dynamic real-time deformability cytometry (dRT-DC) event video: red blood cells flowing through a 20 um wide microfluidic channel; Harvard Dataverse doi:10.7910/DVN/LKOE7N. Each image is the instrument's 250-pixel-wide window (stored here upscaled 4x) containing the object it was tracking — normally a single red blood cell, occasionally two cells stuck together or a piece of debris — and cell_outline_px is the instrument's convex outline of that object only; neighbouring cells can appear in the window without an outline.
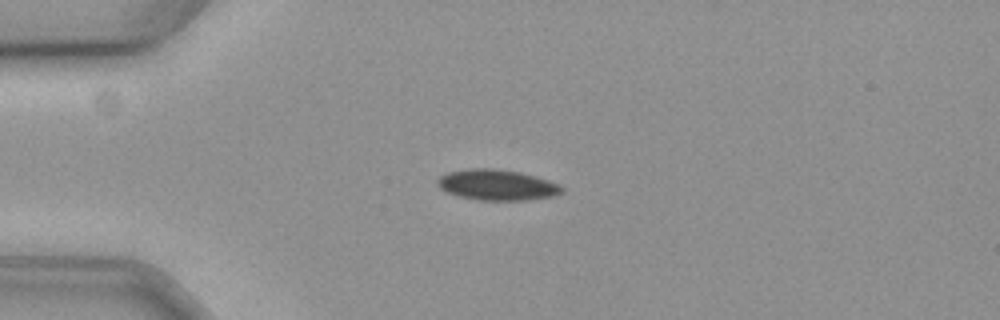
{"species": "common noctule bat (a hibernating species)", "species_latin": "Nyctalus noctula", "temperature_condition": "cold", "stored_images_in_passage": 35, "camera_frame_rate_fps": 3000, "um_per_image_px": 0.085, "animal": {"sex": "female", "body_mass_g": 19.3, "forearm_length_mm": 54.1}, "frame": {"image": 1, "passage_image": 1, "time_ms": 0.0, "image_size_px": [1000, 320], "cell_outline_px": [[564, 192], [552, 196], [528, 200], [476, 200], [444, 192], [436, 184], [436, 180], [440, 176], [448, 172], [468, 168], [492, 168], [520, 172], [536, 176], [560, 184], [564, 188]], "centroid_in_image_um": [42.23, 15.71], "position_along_channel_um": 42.8, "area_um2": 22.48}}
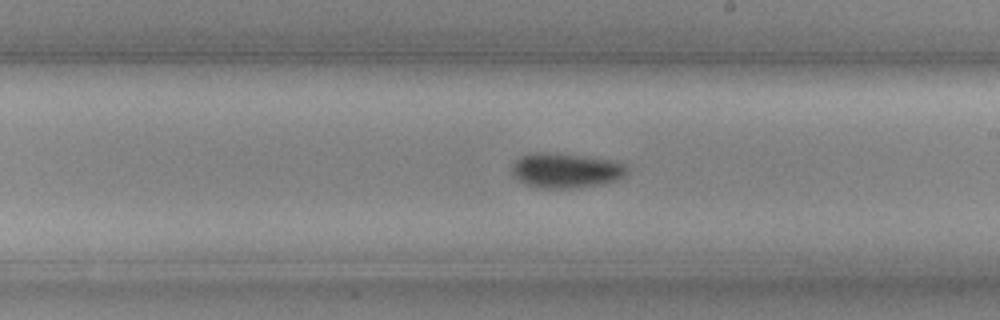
{"frame": {"image": 2, "passage_image": 20, "time_ms": 6.333, "image_size_px": [1000, 320], "cell_outline_px": [[628, 172], [624, 176], [616, 180], [604, 184], [576, 188], [540, 188], [516, 180], [512, 176], [512, 164], [520, 156], [532, 152], [556, 152], [588, 156], [612, 160], [628, 164]], "centroid_in_image_um": [48.11, 14.47], "position_along_channel_um": 240.9, "area_um2": 23.99}}
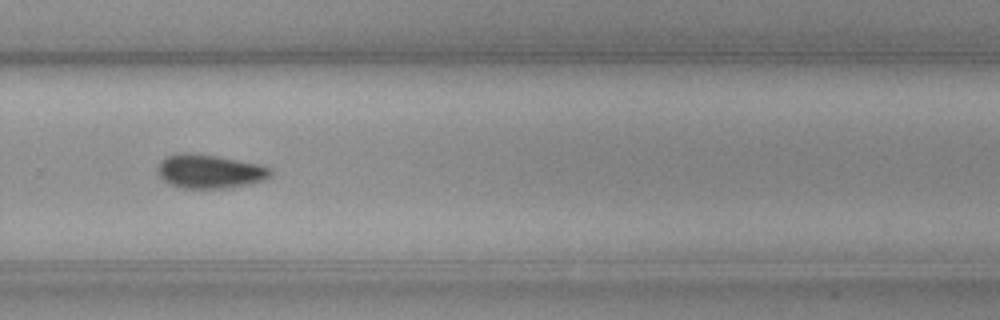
{"frame": {"image": 3, "passage_image": 26, "time_ms": 8.333, "image_size_px": [1000, 320], "cell_outline_px": [[272, 176], [264, 180], [252, 184], [224, 188], [184, 188], [168, 184], [160, 176], [156, 168], [160, 160], [164, 156], [180, 152], [188, 152], [216, 156], [256, 164], [272, 168]], "centroid_in_image_um": [17.79, 14.56], "position_along_channel_um": 312.0, "area_um2": 22.43}, "authors_computed_cell_mechanics": {"area_um2": 22.8888, "velocity_mm_per_s": 3.5705, "shape_relaxation_time_tau1_ms": 3.3166, "shape_relaxation_time_tau2_ms": null, "deformation_change_tau1": 0.0548, "deformation_change_tau2": null}}